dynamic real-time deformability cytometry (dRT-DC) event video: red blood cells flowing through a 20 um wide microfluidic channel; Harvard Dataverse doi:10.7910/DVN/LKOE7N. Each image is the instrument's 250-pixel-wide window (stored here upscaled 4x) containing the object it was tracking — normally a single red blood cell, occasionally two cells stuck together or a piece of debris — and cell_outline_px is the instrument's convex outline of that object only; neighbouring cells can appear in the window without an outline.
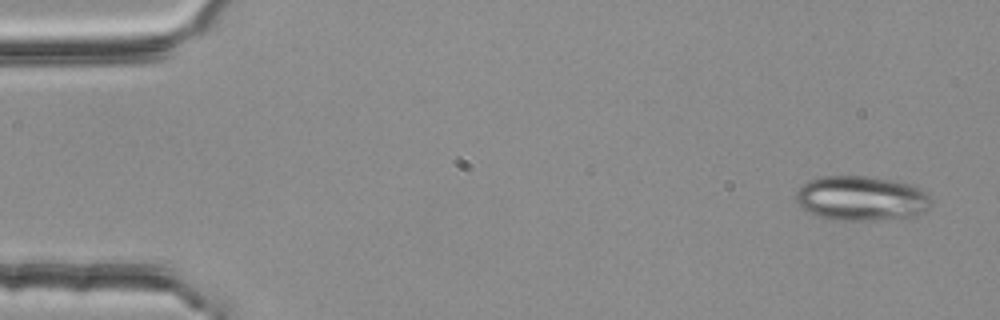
{"species": "common noctule bat (a hibernating species)", "species_latin": "Nyctalus noctula", "temperature_condition": "room temperature", "stored_images_in_passage": 3, "segment_of_instrument_passage": [2, 2], "camera_frame_rate_fps": 3000, "um_per_image_px": 0.085, "animal": {"sex": "female", "body_mass_g": 25.1}, "frame": {"image": 1, "passage_image": 3, "time_ms": 0.667, "image_size_px": [1000, 320], "cell_outline_px": [[932, 204], [924, 212], [912, 216], [864, 220], [836, 220], [820, 216], [804, 208], [796, 200], [796, 192], [808, 180], [820, 176], [868, 176], [888, 180], [904, 184], [916, 188], [928, 196], [932, 200]], "centroid_in_image_um": [73.18, 16.85], "position_along_channel_um": 11.8, "area_um2": 34.33}}